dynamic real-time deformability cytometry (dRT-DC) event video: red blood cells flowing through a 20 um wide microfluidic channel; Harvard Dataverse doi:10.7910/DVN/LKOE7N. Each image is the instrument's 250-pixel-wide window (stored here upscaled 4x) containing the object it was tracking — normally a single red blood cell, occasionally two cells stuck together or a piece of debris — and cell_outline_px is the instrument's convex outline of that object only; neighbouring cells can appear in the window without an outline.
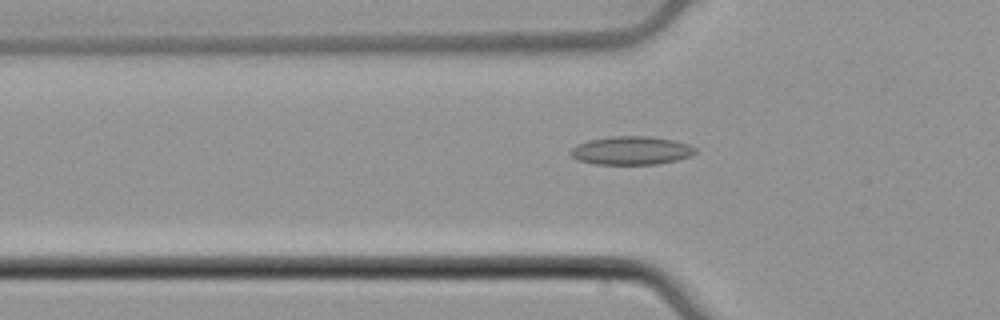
{"species": "common noctule bat (a hibernating species)", "species_latin": "Nyctalus noctula", "temperature_condition": "cold", "stored_images_in_passage": 53, "camera_frame_rate_fps": 3000, "um_per_image_px": 0.085, "animal": {"sex": "male", "body_mass_g": 21.5, "forearm_length_mm": 52.0}, "frame": {"image": 1, "passage_image": 18, "time_ms": 5.667, "image_size_px": [1000, 320], "cell_outline_px": [[696, 152], [692, 156], [676, 160], [656, 164], [596, 164], [576, 160], [572, 156], [572, 148], [588, 140], [612, 136], [648, 136], [676, 140], [688, 144], [696, 148]], "centroid_in_image_um": [53.7, 12.79], "position_along_channel_um": 72.1, "area_um2": 20.58}}
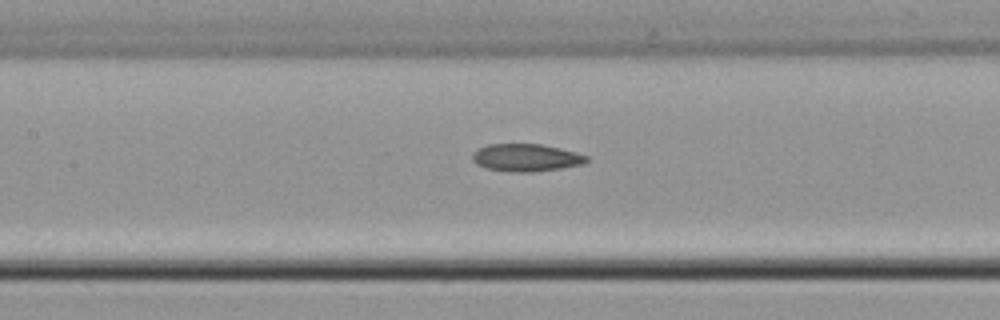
{"frame": {"image": 2, "passage_image": 25, "time_ms": 8.0, "image_size_px": [1000, 320], "cell_outline_px": [[588, 160], [584, 164], [560, 168], [532, 172], [512, 172], [484, 168], [476, 164], [472, 160], [472, 152], [488, 144], [540, 144], [576, 152], [588, 156]], "centroid_in_image_um": [44.69, 13.4], "position_along_channel_um": 162.7, "area_um2": 18.32}}
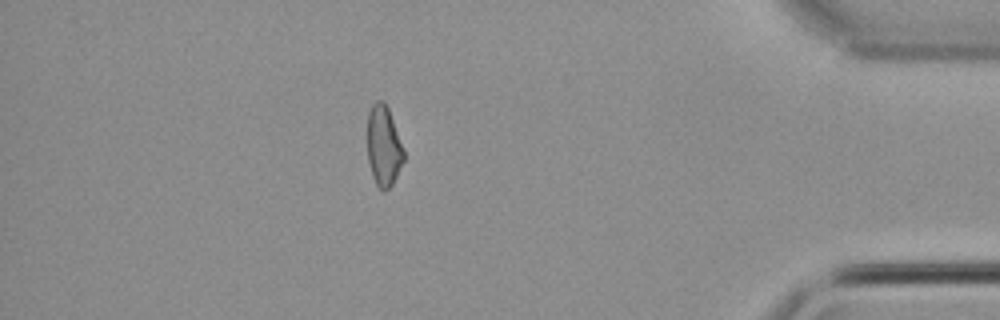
{"frame": {"image": 3, "passage_image": 47, "time_ms": 15.333, "image_size_px": [1000, 320], "cell_outline_px": [[404, 160], [392, 184], [384, 192], [380, 192], [372, 176], [368, 160], [368, 112], [372, 104], [376, 100], [384, 100], [388, 108], [404, 152]], "centroid_in_image_um": [32.59, 12.42], "position_along_channel_um": 402.6, "area_um2": 16.94}, "authors_computed_cell_mechanics": {"area_um2": 18.2648, "velocity_mm_per_s": 3.8676, "shape_relaxation_time_tau1_ms": null, "shape_relaxation_time_tau2_ms": 9.1626, "deformation_change_tau1": null, "deformation_change_tau2": 0.1727}}